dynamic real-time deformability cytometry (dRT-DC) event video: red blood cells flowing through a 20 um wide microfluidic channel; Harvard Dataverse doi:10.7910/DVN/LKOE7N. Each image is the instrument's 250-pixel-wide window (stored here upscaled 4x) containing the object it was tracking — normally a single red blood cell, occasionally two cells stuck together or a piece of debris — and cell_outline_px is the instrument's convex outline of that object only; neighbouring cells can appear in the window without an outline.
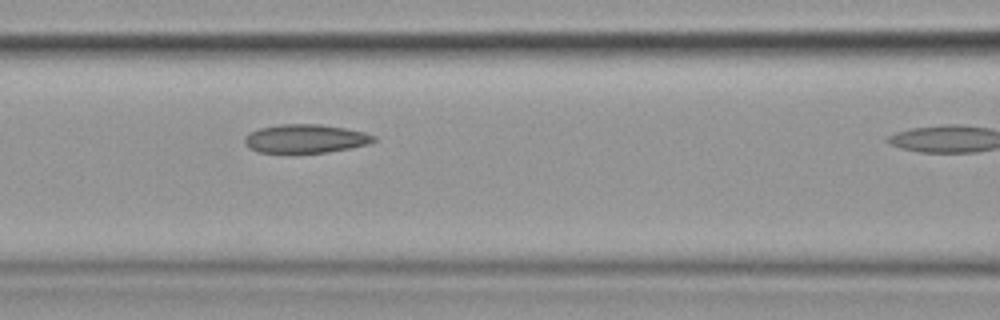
{"species": "common noctule bat (a hibernating species)", "species_latin": "Nyctalus noctula", "temperature_condition": "cold", "stored_images_in_passage": 9, "segment_of_instrument_passage": [1, 2], "camera_frame_rate_fps": 3000, "um_per_image_px": 0.085, "animal": {"sex": "female", "body_mass_g": 19.9}, "frame": {"image": 1, "passage_image": 8, "time_ms": 8.667, "image_size_px": [1000, 320], "cell_outline_px": [[376, 140], [368, 144], [352, 148], [328, 152], [256, 152], [248, 148], [244, 144], [244, 136], [248, 132], [260, 128], [280, 124], [320, 124], [344, 128], [364, 132], [376, 136]], "centroid_in_image_um": [25.94, 11.78], "position_along_channel_um": 140.7, "area_um2": 21.62}}